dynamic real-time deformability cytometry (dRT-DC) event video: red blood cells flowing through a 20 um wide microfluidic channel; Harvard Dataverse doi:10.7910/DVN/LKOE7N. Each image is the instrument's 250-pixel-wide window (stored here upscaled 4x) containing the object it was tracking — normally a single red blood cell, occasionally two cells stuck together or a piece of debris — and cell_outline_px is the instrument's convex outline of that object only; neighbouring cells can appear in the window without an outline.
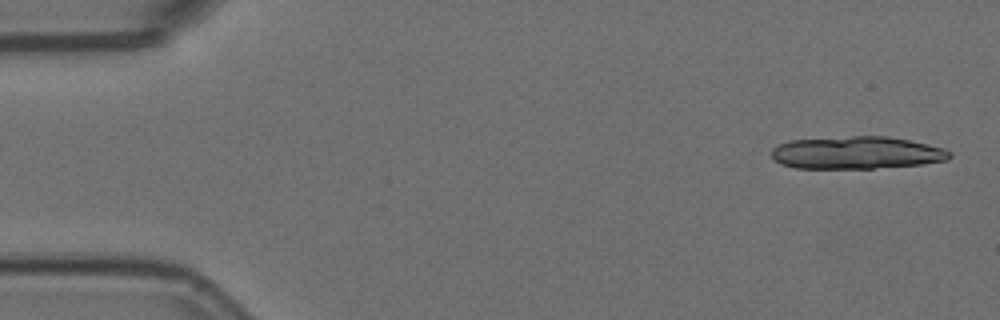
{"species": "Egyptian fruit bat (a non-hibernating species)", "species_latin": "Rousettus aegyptiacus", "temperature_condition": "room temperature", "stored_images_in_passage": 7, "camera_frame_rate_fps": 3000, "um_per_image_px": 0.085, "animal": {"sex": "female"}, "frame": {"image": 1, "passage_image": 1, "time_ms": 0.0, "image_size_px": [1000, 320], "cell_outline_px": [[952, 156], [948, 160], [920, 164], [872, 168], [796, 168], [780, 164], [772, 156], [772, 148], [788, 140], [852, 136], [884, 136], [908, 140], [928, 144], [944, 148], [952, 152]], "centroid_in_image_um": [72.82, 12.98], "position_along_channel_um": 12.2, "area_um2": 33.7}}
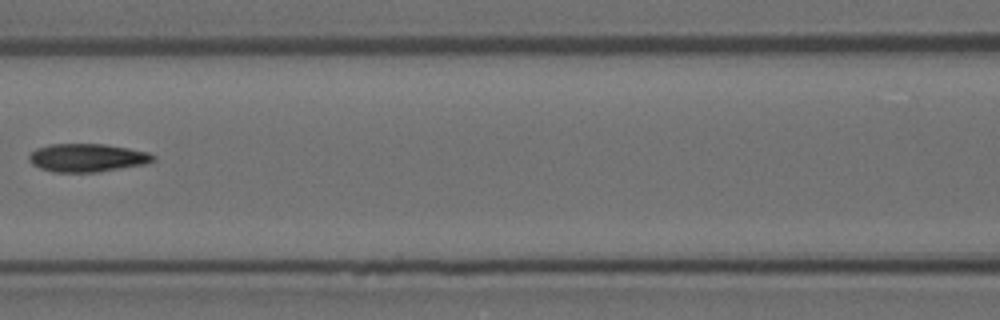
{"frame": {"image": 2, "passage_image": 7, "time_ms": 2.0, "image_size_px": [1000, 320], "cell_outline_px": [[156, 160], [144, 164], [100, 172], [52, 172], [40, 168], [32, 164], [28, 160], [28, 156], [36, 148], [48, 144], [104, 144], [128, 148], [148, 152], [156, 156]], "centroid_in_image_um": [7.4, 13.41], "position_along_channel_um": 159.2, "area_um2": 20.52}}